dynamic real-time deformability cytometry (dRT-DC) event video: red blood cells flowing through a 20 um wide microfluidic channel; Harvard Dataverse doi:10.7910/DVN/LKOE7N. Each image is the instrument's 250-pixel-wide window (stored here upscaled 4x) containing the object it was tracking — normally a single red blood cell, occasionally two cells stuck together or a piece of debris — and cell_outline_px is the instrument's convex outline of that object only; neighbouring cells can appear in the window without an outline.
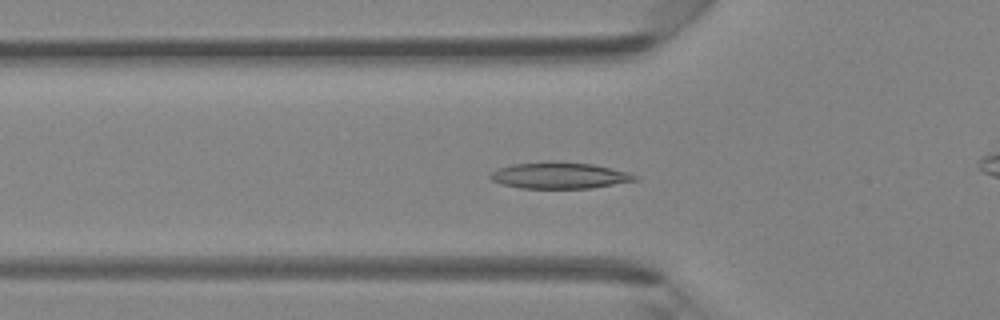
{"species": "Egyptian fruit bat (a non-hibernating species)", "species_latin": "Rousettus aegyptiacus", "temperature_condition": "room temperature", "stored_images_in_passage": 42, "camera_frame_rate_fps": 3000, "um_per_image_px": 0.085, "animal": {"sex": "female"}, "frame": {"image": 1, "passage_image": 11, "time_ms": 3.333, "image_size_px": [1000, 320], "cell_outline_px": [[640, 180], [592, 188], [520, 188], [500, 184], [492, 180], [488, 176], [492, 172], [500, 168], [512, 164], [552, 160], [556, 160], [592, 164], [628, 172], [640, 176]], "centroid_in_image_um": [47.58, 14.9], "position_along_channel_um": 78.2, "area_um2": 22.54}}
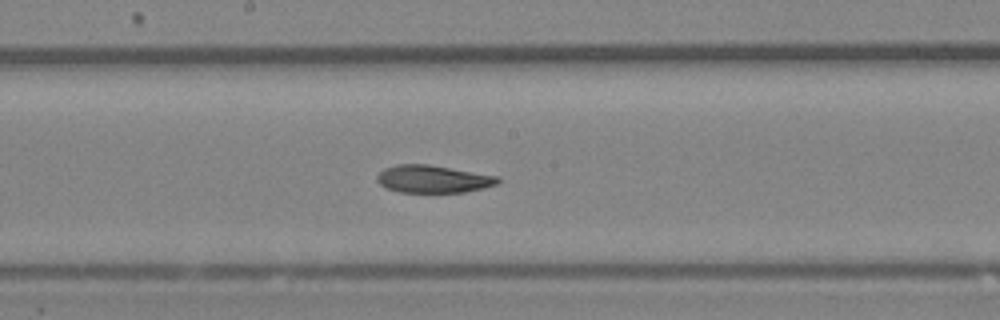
{"frame": {"image": 2, "passage_image": 20, "time_ms": 6.333, "image_size_px": [1000, 320], "cell_outline_px": [[500, 180], [496, 184], [484, 188], [464, 192], [400, 192], [388, 188], [380, 184], [376, 180], [376, 176], [384, 168], [396, 164], [428, 164], [500, 176]], "centroid_in_image_um": [36.82, 15.21], "position_along_channel_um": 211.4, "area_um2": 19.42}}
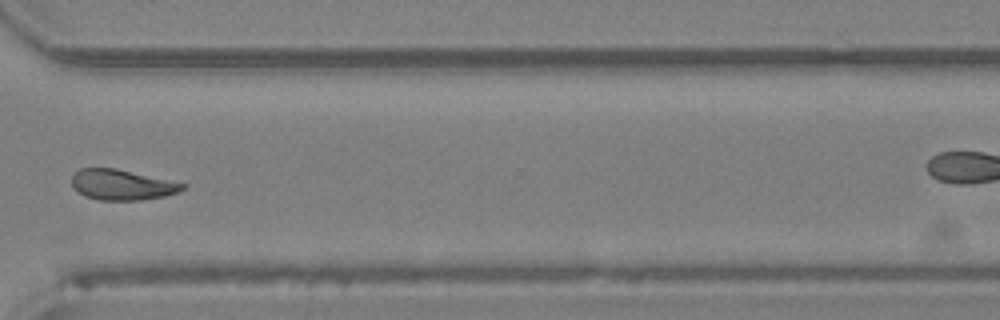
{"frame": {"image": 3, "passage_image": 30, "time_ms": 9.667, "image_size_px": [1000, 320], "cell_outline_px": [[184, 188], [176, 192], [164, 196], [140, 200], [100, 200], [84, 196], [72, 188], [72, 176], [80, 168], [116, 168], [184, 184]], "centroid_in_image_um": [10.28, 15.71], "position_along_channel_um": 360.3, "area_um2": 19.36}}